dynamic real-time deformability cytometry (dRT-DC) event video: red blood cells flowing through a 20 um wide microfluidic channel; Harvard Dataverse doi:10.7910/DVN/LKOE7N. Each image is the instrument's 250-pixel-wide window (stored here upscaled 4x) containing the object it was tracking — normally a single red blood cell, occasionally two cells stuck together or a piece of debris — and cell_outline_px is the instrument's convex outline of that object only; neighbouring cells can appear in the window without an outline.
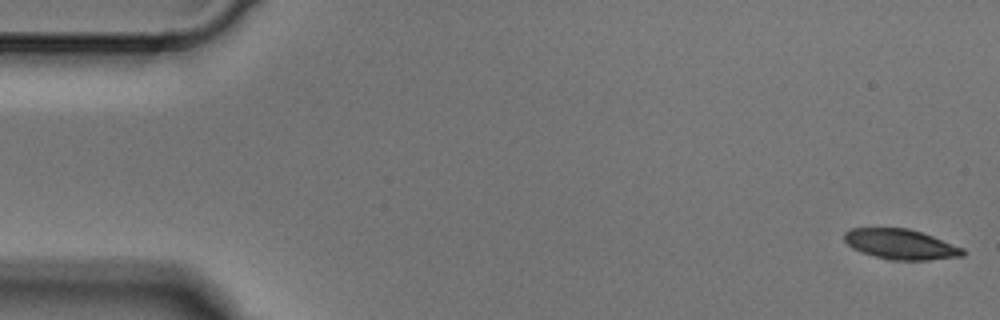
{"species": "Egyptian fruit bat (a non-hibernating species)", "species_latin": "Rousettus aegyptiacus", "temperature_condition": "cold", "stored_images_in_passage": 4, "camera_frame_rate_fps": 3000, "um_per_image_px": 0.085, "animal": {"sex": "male"}, "frame": {"image": 1, "passage_image": 1, "time_ms": 0.0, "image_size_px": [1000, 320], "cell_outline_px": [[964, 256], [928, 260], [892, 260], [860, 252], [852, 248], [844, 240], [844, 232], [852, 228], [908, 228], [932, 236], [964, 248]], "centroid_in_image_um": [76.55, 20.76], "position_along_channel_um": 8.5, "area_um2": 20.75}}